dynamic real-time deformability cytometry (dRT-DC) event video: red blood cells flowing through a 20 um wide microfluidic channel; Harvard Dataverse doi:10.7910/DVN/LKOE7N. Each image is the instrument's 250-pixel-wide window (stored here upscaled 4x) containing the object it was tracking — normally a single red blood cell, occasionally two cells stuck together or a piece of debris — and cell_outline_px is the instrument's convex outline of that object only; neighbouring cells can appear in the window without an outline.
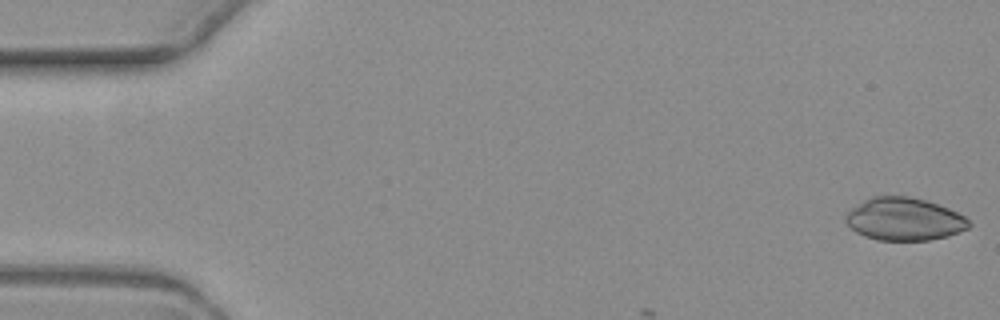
{"species": "common noctule bat (a hibernating species)", "species_latin": "Nyctalus noctula", "temperature_condition": "warm", "stored_images_in_passage": 4, "camera_frame_rate_fps": 3000, "um_per_image_px": 0.085, "animal": {"sex": "female", "body_mass_g": 19.3, "forearm_length_mm": 54.1}, "frame": {"image": 1, "passage_image": 1, "time_ms": 0.0, "image_size_px": [1000, 320], "cell_outline_px": [[972, 224], [968, 228], [960, 232], [948, 236], [928, 240], [876, 240], [864, 236], [856, 232], [844, 220], [844, 216], [852, 208], [864, 200], [872, 196], [908, 196], [924, 200], [948, 208], [964, 216]], "centroid_in_image_um": [76.85, 18.63], "position_along_channel_um": 8.1, "area_um2": 30.58}}